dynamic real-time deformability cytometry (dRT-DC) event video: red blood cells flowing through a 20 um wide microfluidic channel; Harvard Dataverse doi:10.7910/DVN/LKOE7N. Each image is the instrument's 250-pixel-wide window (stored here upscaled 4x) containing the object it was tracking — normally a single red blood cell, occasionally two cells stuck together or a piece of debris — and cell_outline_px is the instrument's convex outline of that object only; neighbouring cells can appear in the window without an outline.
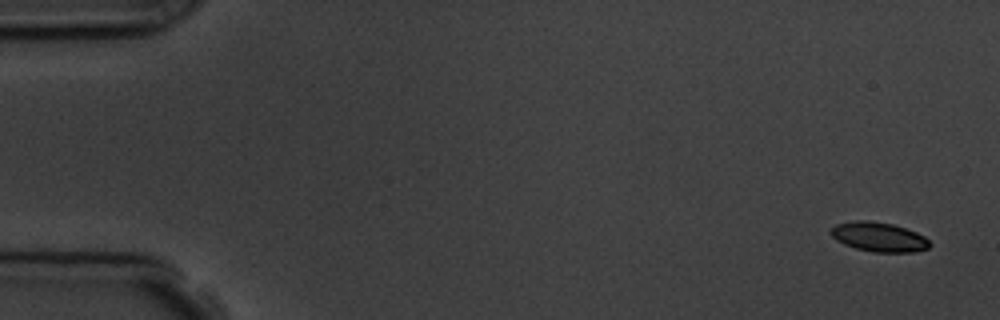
{"species": "common noctule bat (a hibernating species)", "species_latin": "Nyctalus noctula", "temperature_condition": "room temperature", "stored_images_in_passage": 4, "camera_frame_rate_fps": 3000, "um_per_image_px": 0.085, "animal": {"sex": "male", "body_mass_g": 19.5, "forearm_length_mm": 54.6}, "frame": {"image": 1, "passage_image": 1, "time_ms": 0.0, "image_size_px": [1000, 320], "cell_outline_px": [[932, 244], [928, 248], [912, 252], [872, 252], [856, 248], [844, 244], [836, 240], [828, 232], [836, 224], [856, 220], [868, 220], [892, 224], [916, 232], [924, 236]], "centroid_in_image_um": [74.69, 20.14], "position_along_channel_um": 10.3, "area_um2": 16.94}}